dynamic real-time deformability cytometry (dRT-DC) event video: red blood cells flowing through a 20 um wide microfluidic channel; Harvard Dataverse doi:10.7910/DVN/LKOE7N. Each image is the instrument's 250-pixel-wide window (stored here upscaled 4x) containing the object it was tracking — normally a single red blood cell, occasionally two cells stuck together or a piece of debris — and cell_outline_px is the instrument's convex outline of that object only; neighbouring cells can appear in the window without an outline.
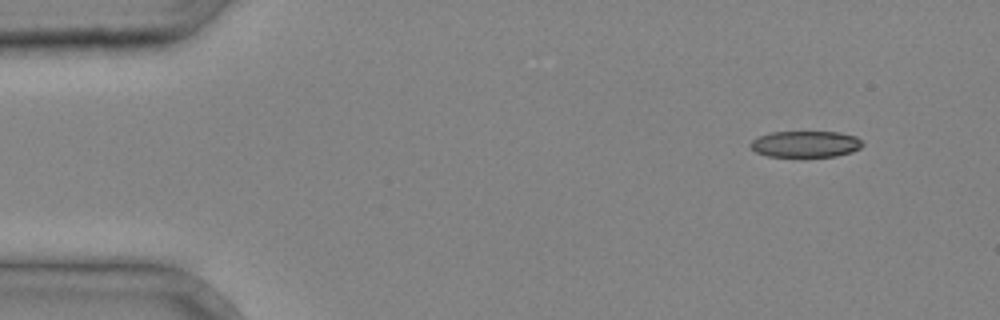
{"species": "common noctule bat (a hibernating species)", "species_latin": "Nyctalus noctula", "temperature_condition": "cold", "stored_images_in_passage": 3, "segment_of_instrument_passage": [2, 2], "camera_frame_rate_fps": 3000, "um_per_image_px": 0.085, "animal": {"sex": "male", "body_mass_g": 20.4}, "frame": {"image": 1, "passage_image": 3, "time_ms": 0.667, "image_size_px": [1000, 320], "cell_outline_px": [[864, 144], [860, 148], [852, 152], [836, 156], [768, 156], [756, 152], [748, 144], [752, 140], [760, 136], [772, 132], [840, 132], [856, 136]], "centroid_in_image_um": [68.49, 12.24], "position_along_channel_um": 16.5, "area_um2": 17.11}}